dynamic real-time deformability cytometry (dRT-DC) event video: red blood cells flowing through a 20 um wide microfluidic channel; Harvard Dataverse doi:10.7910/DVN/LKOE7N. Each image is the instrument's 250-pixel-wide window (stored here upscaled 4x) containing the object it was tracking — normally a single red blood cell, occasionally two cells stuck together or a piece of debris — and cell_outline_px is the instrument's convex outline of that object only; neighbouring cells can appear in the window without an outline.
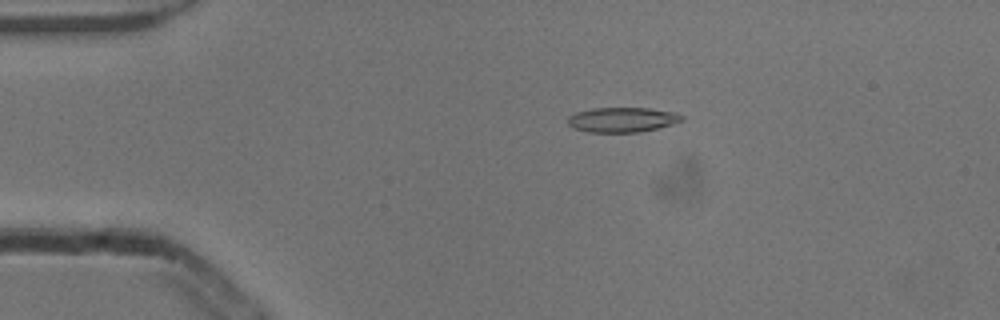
{"species": "common noctule bat (a hibernating species)", "species_latin": "Nyctalus noctula", "temperature_condition": "cold", "stored_images_in_passage": 53, "camera_frame_rate_fps": 3000, "um_per_image_px": 0.085, "animal": {"sex": "male", "body_mass_g": 13.3}, "frame": {"image": 1, "passage_image": 11, "time_ms": 3.333, "image_size_px": [1000, 320], "cell_outline_px": [[684, 120], [672, 124], [640, 132], [588, 132], [572, 128], [568, 124], [568, 116], [576, 112], [592, 108], [648, 108], [676, 112], [684, 116]], "centroid_in_image_um": [52.89, 10.17], "position_along_channel_um": 32.1, "area_um2": 16.59}}
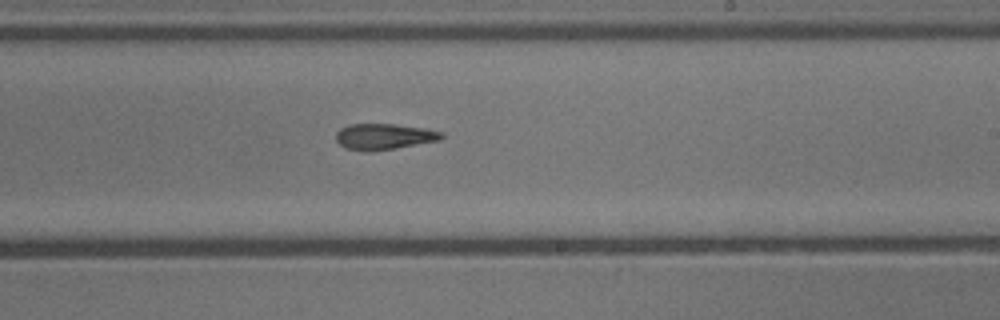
{"frame": {"image": 2, "passage_image": 32, "time_ms": 10.333, "image_size_px": [1000, 320], "cell_outline_px": [[444, 136], [440, 140], [396, 148], [344, 148], [336, 140], [336, 132], [340, 128], [348, 124], [396, 124], [428, 128], [444, 132]], "centroid_in_image_um": [32.72, 11.55], "position_along_channel_um": 256.3, "area_um2": 15.49}}
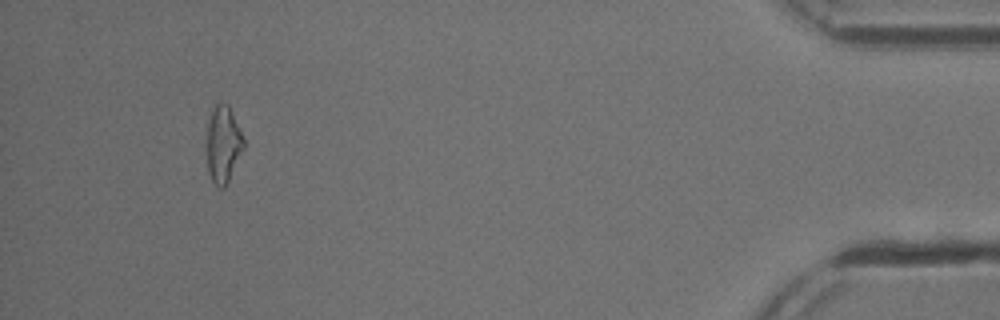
{"frame": {"image": 3, "passage_image": 50, "time_ms": 16.333, "image_size_px": [1000, 320], "cell_outline_px": [[244, 148], [224, 188], [220, 188], [212, 180], [208, 172], [204, 148], [208, 120], [212, 108], [216, 104], [228, 104], [244, 140]], "centroid_in_image_um": [18.91, 12.26], "position_along_channel_um": 416.3, "area_um2": 16.7}, "authors_computed_cell_mechanics": {"area_um2": 16.5308, "velocity_mm_per_s": 3.8693, "shape_relaxation_time_tau1_ms": 5.9015, "shape_relaxation_time_tau2_ms": null, "deformation_change_tau1": 0.1895, "deformation_change_tau2": null}}